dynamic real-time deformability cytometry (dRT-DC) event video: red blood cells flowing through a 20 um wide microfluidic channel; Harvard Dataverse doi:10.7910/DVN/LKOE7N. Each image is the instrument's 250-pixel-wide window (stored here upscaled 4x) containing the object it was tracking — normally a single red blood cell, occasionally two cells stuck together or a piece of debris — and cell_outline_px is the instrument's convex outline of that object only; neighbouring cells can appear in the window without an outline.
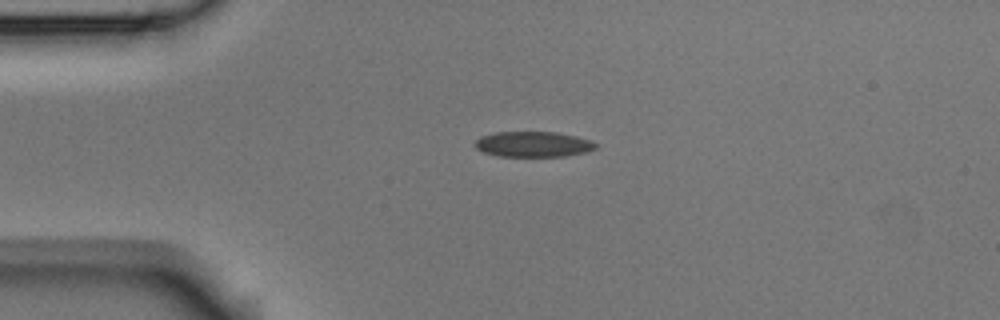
{"species": "Egyptian fruit bat (a non-hibernating species)", "species_latin": "Rousettus aegyptiacus", "temperature_condition": "room temperature", "stored_images_in_passage": 42, "camera_frame_rate_fps": 3000, "um_per_image_px": 0.085, "animal": {"sex": "male"}, "frame": {"image": 1, "passage_image": 1, "time_ms": 0.0, "image_size_px": [1000, 320], "cell_outline_px": [[596, 148], [584, 152], [564, 156], [500, 156], [484, 152], [476, 148], [472, 144], [480, 136], [496, 132], [556, 132], [576, 136], [592, 140], [596, 144]], "centroid_in_image_um": [45.3, 12.25], "position_along_channel_um": 39.7, "area_um2": 17.86}}
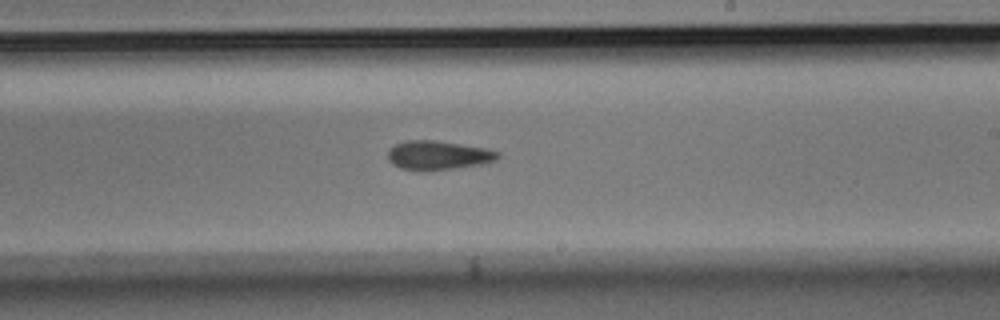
{"frame": {"image": 2, "passage_image": 20, "time_ms": 6.333, "image_size_px": [1000, 320], "cell_outline_px": [[500, 156], [496, 160], [480, 164], [452, 168], [400, 168], [392, 164], [388, 160], [388, 152], [396, 144], [408, 140], [436, 140], [488, 148], [500, 152]], "centroid_in_image_um": [37.29, 13.15], "position_along_channel_um": 251.7, "area_um2": 17.98}}
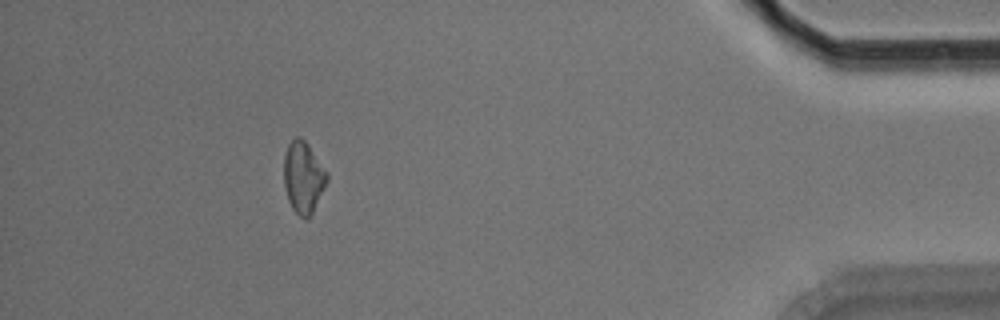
{"frame": {"image": 3, "passage_image": 37, "time_ms": 12.0, "image_size_px": [1000, 320], "cell_outline_px": [[328, 180], [312, 212], [308, 216], [300, 216], [292, 208], [288, 200], [284, 184], [284, 156], [288, 144], [296, 136], [300, 136], [308, 144], [328, 172]], "centroid_in_image_um": [25.78, 15.02], "position_along_channel_um": 409.4, "area_um2": 17.74}, "authors_computed_cell_mechanics": {"area_um2": 18.207, "velocity_mm_per_s": 3.7497, "shape_relaxation_time_tau1_ms": null, "shape_relaxation_time_tau2_ms": 9.5312, "deformation_change_tau1": null, "deformation_change_tau2": 0.194}}